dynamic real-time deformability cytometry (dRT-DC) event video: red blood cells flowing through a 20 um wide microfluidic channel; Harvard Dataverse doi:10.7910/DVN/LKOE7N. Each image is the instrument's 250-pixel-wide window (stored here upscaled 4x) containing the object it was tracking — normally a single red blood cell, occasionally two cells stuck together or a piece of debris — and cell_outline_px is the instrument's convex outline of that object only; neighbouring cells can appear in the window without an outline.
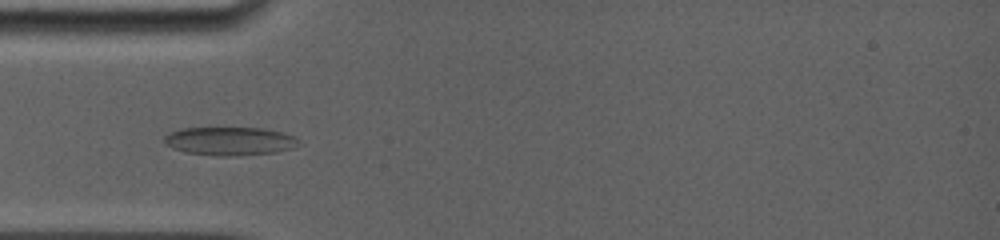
{"species": "common noctule bat (a hibernating species)", "species_latin": "Nyctalus noctula", "temperature_condition": "room temperature", "stored_images_in_passage": 9, "camera_frame_rate_fps": 5000, "um_per_image_px": 0.085, "animal": {"sex": "female", "body_mass_g": 19.0, "forearm_length_mm": 56.7}, "frame": {"image": 1, "passage_image": 1, "time_ms": 0.0, "image_size_px": [1000, 240], "cell_outline_px": [[300, 144], [292, 148], [276, 152], [228, 156], [216, 156], [188, 152], [172, 148], [164, 144], [164, 136], [180, 128], [264, 128], [280, 132], [292, 136]], "centroid_in_image_um": [19.49, 11.99], "position_along_channel_um": 65.5, "area_um2": 21.96}}
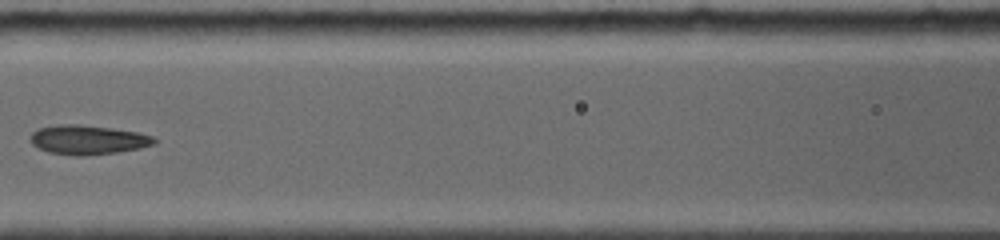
{"frame": {"image": 2, "passage_image": 4, "time_ms": 2.4, "image_size_px": [1000, 240], "cell_outline_px": [[156, 140], [152, 144], [140, 148], [116, 152], [80, 156], [76, 156], [48, 152], [32, 144], [32, 132], [36, 128], [56, 124], [80, 124], [112, 128], [136, 132], [152, 136]], "centroid_in_image_um": [7.43, 11.87], "position_along_channel_um": 159.2, "area_um2": 20.98}}
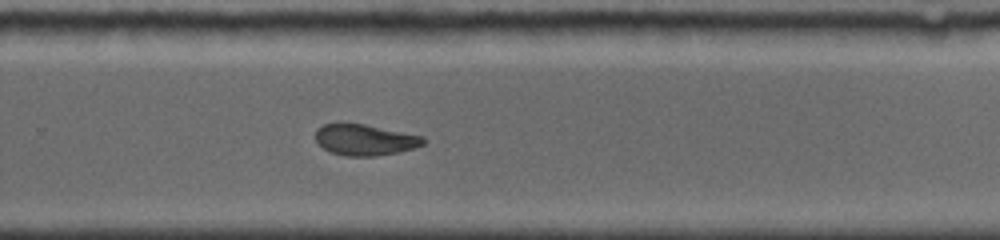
{"frame": {"image": 3, "passage_image": 9, "time_ms": 6.0, "image_size_px": [1000, 240], "cell_outline_px": [[424, 144], [412, 148], [396, 152], [372, 156], [348, 156], [332, 152], [324, 148], [316, 140], [316, 128], [324, 124], [336, 120], [364, 124], [424, 136]], "centroid_in_image_um": [30.96, 11.83], "position_along_channel_um": 298.8, "area_um2": 19.65}}